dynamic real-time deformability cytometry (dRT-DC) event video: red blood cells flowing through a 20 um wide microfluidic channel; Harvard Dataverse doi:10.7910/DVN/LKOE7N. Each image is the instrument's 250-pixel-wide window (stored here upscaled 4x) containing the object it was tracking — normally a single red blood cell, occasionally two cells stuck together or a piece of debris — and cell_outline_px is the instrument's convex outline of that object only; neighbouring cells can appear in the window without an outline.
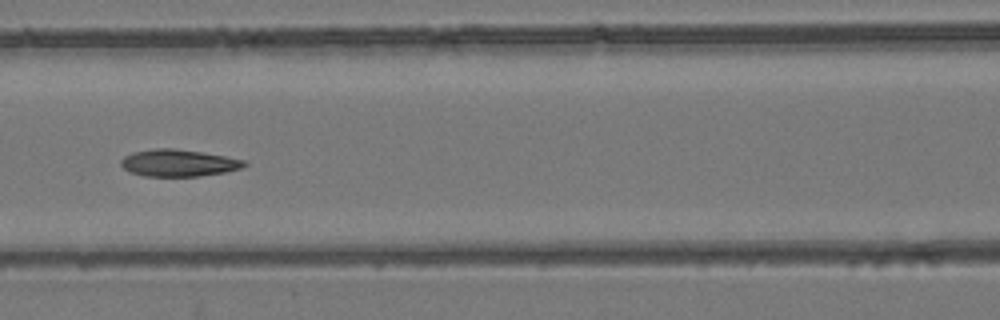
{"species": "common noctule bat (a hibernating species)", "species_latin": "Nyctalus noctula", "temperature_condition": "room temperature", "stored_images_in_passage": 5, "camera_frame_rate_fps": 3000, "um_per_image_px": 0.085, "animal": {"sex": "female", "body_mass_g": 24.6, "forearm_length_mm": 56.2}, "frame": {"image": 1, "passage_image": 5, "time_ms": 4.667, "image_size_px": [1000, 320], "cell_outline_px": [[248, 164], [240, 168], [224, 172], [200, 176], [144, 176], [132, 172], [124, 168], [120, 164], [120, 160], [124, 156], [132, 152], [156, 148], [172, 148], [200, 152], [224, 156], [244, 160]], "centroid_in_image_um": [15.14, 13.85], "position_along_channel_um": 151.5, "area_um2": 19.19}}